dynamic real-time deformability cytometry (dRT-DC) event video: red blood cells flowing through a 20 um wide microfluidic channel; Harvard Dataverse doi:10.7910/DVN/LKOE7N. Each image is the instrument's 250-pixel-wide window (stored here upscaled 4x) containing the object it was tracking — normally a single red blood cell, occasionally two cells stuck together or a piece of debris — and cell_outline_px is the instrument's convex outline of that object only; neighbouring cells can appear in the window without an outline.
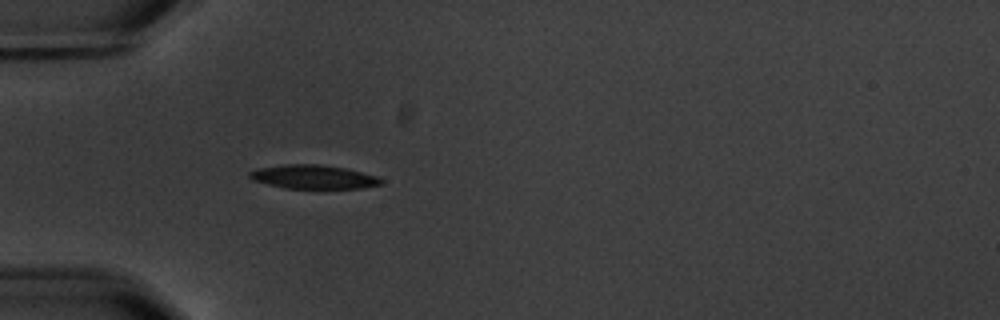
{"species": "common noctule bat (a hibernating species)", "species_latin": "Nyctalus noctula", "temperature_condition": "warm", "stored_images_in_passage": 4, "camera_frame_rate_fps": 3000, "um_per_image_px": 0.085, "animal": {"sex": "male", "body_mass_g": 20.1, "forearm_length_mm": 53.5}, "frame": {"image": 1, "passage_image": 4, "time_ms": 4.333, "image_size_px": [1000, 320], "cell_outline_px": [[384, 184], [360, 188], [284, 188], [252, 180], [248, 176], [248, 172], [260, 168], [284, 164], [320, 164], [344, 168], [376, 176], [384, 180]], "centroid_in_image_um": [26.63, 15.03], "position_along_channel_um": 58.4, "area_um2": 18.15}}